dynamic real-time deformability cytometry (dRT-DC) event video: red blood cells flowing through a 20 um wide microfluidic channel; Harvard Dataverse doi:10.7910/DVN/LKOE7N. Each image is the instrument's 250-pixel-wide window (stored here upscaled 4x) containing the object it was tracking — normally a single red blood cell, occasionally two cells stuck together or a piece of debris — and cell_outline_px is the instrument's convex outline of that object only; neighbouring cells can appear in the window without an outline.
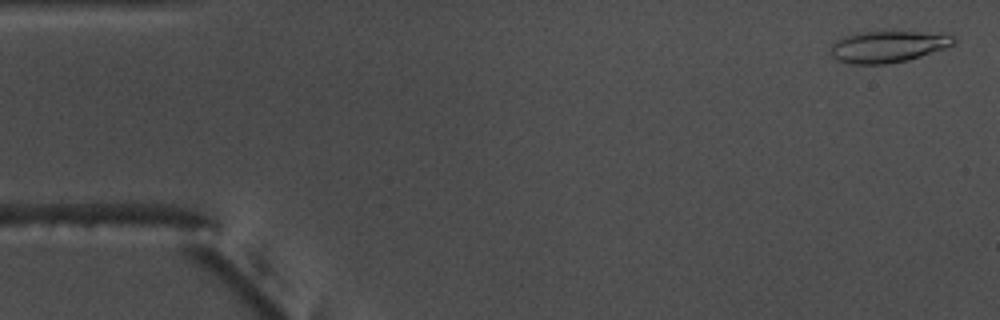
{"species": "common noctule bat (a hibernating species)", "species_latin": "Nyctalus noctula", "temperature_condition": "warm", "stored_images_in_passage": 54, "camera_frame_rate_fps": 3000, "um_per_image_px": 0.085, "animal": {"sex": "male", "body_mass_g": 17.5, "forearm_length_mm": 52.3}, "frame": {"image": 1, "passage_image": 2, "time_ms": 0.333, "image_size_px": [1000, 320], "cell_outline_px": [[956, 44], [908, 60], [884, 64], [852, 64], [836, 60], [832, 56], [832, 44], [836, 40], [844, 36], [856, 32], [916, 32], [956, 36]], "centroid_in_image_um": [75.44, 3.97], "position_along_channel_um": 9.6, "area_um2": 22.37}}
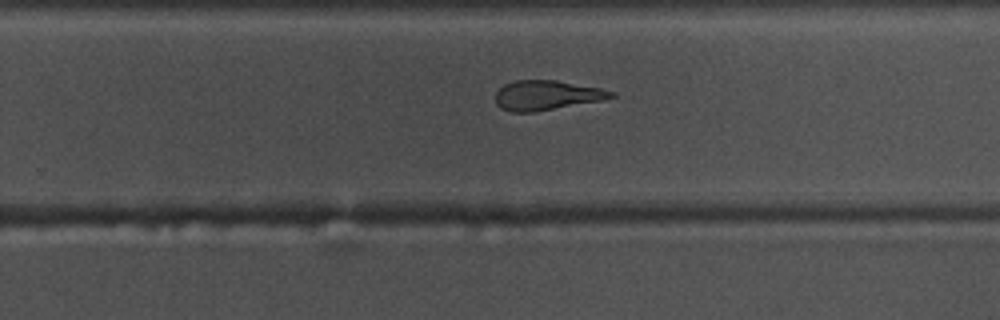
{"frame": {"image": 2, "passage_image": 34, "time_ms": 11.0, "image_size_px": [1000, 320], "cell_outline_px": [[616, 96], [604, 100], [532, 112], [508, 112], [500, 108], [496, 104], [496, 92], [504, 84], [516, 80], [556, 80], [600, 88], [616, 92]], "centroid_in_image_um": [46.46, 8.1], "position_along_channel_um": 283.3, "area_um2": 20.06}}
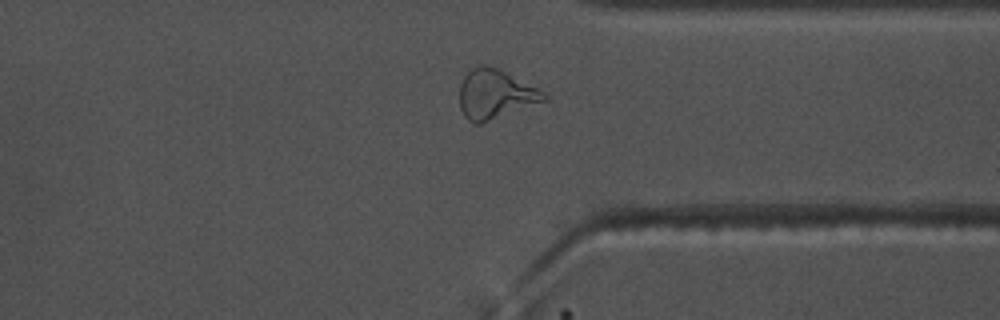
{"frame": {"image": 3, "passage_image": 41, "time_ms": 13.333, "image_size_px": [1000, 320], "cell_outline_px": [[548, 100], [480, 124], [472, 124], [464, 116], [460, 108], [460, 84], [464, 76], [472, 68], [480, 64], [488, 64], [544, 92], [548, 96]], "centroid_in_image_um": [42.06, 8.03], "position_along_channel_um": 369.3, "area_um2": 24.1}, "authors_computed_cell_mechanics": {"area_um2": 21.7617, "velocity_mm_per_s": 3.7686, "shape_relaxation_time_tau1_ms": null, "shape_relaxation_time_tau2_ms": 2.5008, "deformation_change_tau1": null, "deformation_change_tau2": 0.1141}}